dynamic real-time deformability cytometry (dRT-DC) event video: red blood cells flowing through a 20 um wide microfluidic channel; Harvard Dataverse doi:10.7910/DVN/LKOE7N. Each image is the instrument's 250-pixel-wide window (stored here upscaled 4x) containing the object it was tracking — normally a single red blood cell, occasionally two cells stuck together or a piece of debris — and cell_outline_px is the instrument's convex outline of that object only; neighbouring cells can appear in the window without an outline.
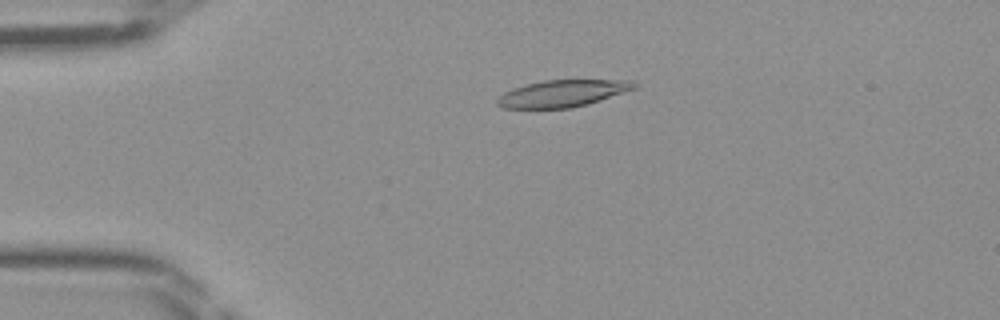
{"species": "Egyptian fruit bat (a non-hibernating species)", "species_latin": "Rousettus aegyptiacus", "temperature_condition": "room temperature", "stored_images_in_passage": 46, "camera_frame_rate_fps": 3000, "um_per_image_px": 0.085, "frame": {"image": 1, "passage_image": 10, "time_ms": 3.0, "image_size_px": [1000, 320], "cell_outline_px": [[640, 84], [636, 88], [588, 104], [572, 108], [504, 108], [496, 104], [496, 100], [504, 92], [524, 84], [544, 80], [628, 80]], "centroid_in_image_um": [47.81, 7.94], "position_along_channel_um": 37.2, "area_um2": 21.44}}
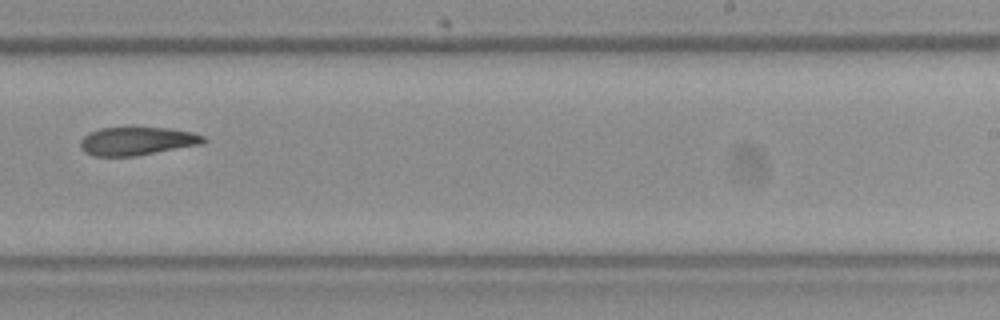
{"frame": {"image": 2, "passage_image": 29, "time_ms": 9.333, "image_size_px": [1000, 320], "cell_outline_px": [[208, 140], [204, 144], [136, 156], [96, 156], [84, 152], [80, 148], [80, 140], [88, 132], [100, 128], [168, 128], [192, 132], [204, 136]], "centroid_in_image_um": [11.67, 12.0], "position_along_channel_um": 277.3, "area_um2": 20.4}}
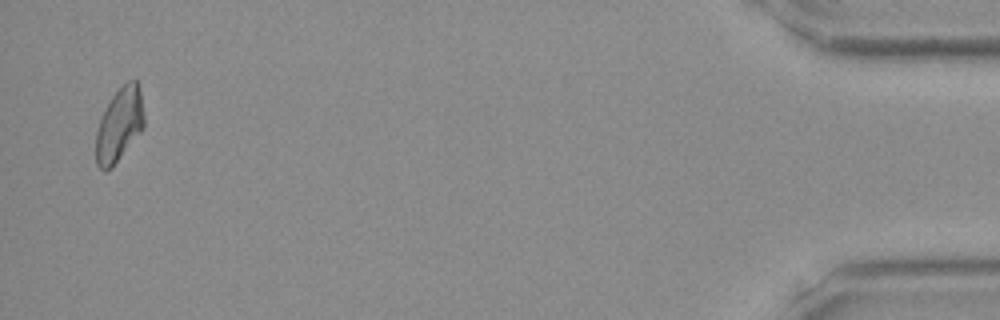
{"frame": {"image": 3, "passage_image": 45, "time_ms": 14.667, "image_size_px": [1000, 320], "cell_outline_px": [[144, 128], [112, 168], [104, 172], [96, 164], [96, 132], [100, 120], [112, 96], [128, 80], [136, 80], [140, 92], [144, 116]], "centroid_in_image_um": [10.14, 10.65], "position_along_channel_um": 425.1, "area_um2": 20.46}}